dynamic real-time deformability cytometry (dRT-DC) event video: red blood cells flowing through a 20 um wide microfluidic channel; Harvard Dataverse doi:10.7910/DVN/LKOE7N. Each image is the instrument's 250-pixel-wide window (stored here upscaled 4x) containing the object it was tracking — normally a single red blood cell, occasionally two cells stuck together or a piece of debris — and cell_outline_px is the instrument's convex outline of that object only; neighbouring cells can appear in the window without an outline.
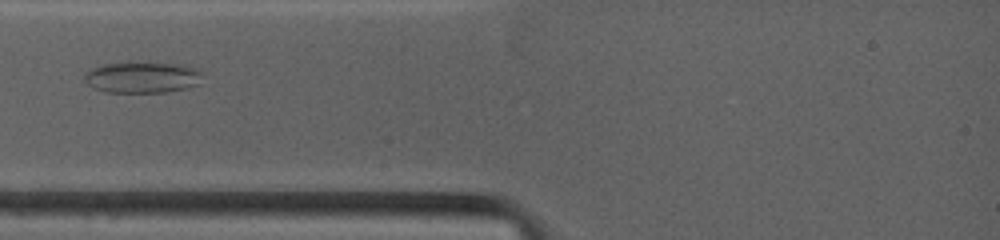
{"species": "common noctule bat (a hibernating species)", "species_latin": "Nyctalus noctula", "temperature_condition": "warm", "stored_images_in_passage": 54, "camera_frame_rate_fps": 4500, "um_per_image_px": 0.085, "animal": {"sex": "female", "body_mass_g": 19.0, "forearm_length_mm": 53.3}, "frame": {"image": 1, "passage_image": 1, "time_ms": 0.0, "image_size_px": [1000, 240], "cell_outline_px": [[200, 84], [188, 88], [168, 92], [104, 92], [92, 88], [84, 80], [84, 76], [88, 68], [104, 64], [128, 60], [188, 64], [196, 68], [200, 72]], "centroid_in_image_um": [12.07, 6.53], "position_along_channel_um": 72.9, "area_um2": 22.48}}
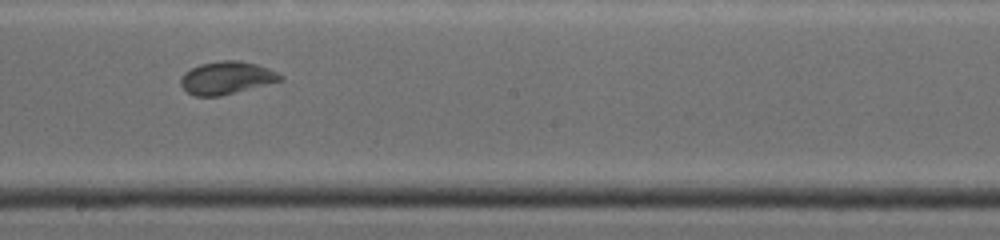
{"frame": {"image": 2, "passage_image": 27, "time_ms": 4.0, "image_size_px": [1000, 240], "cell_outline_px": [[284, 80], [220, 96], [196, 96], [188, 92], [180, 84], [180, 80], [184, 72], [200, 64], [224, 60], [240, 60], [256, 64], [268, 68], [284, 76]], "centroid_in_image_um": [19.27, 6.61], "position_along_channel_um": 228.9, "area_um2": 18.9}}
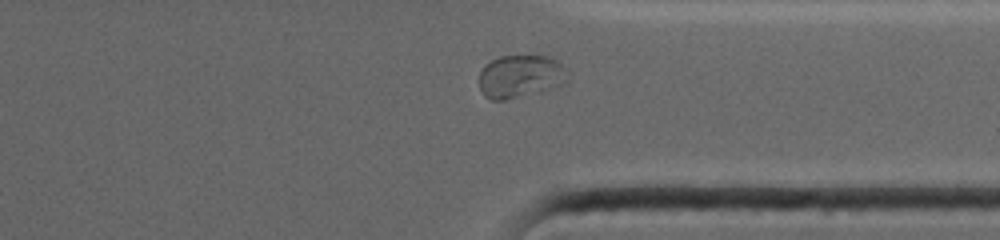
{"frame": {"image": 3, "passage_image": 47, "time_ms": 7.556, "image_size_px": [1000, 240], "cell_outline_px": [[568, 80], [560, 84], [540, 92], [504, 100], [492, 100], [484, 96], [480, 88], [480, 72], [484, 64], [500, 56], [548, 56], [556, 60], [564, 68]], "centroid_in_image_um": [44.19, 6.49], "position_along_channel_um": 367.2, "area_um2": 21.91}}